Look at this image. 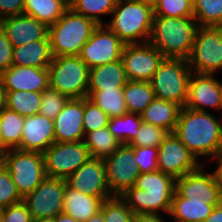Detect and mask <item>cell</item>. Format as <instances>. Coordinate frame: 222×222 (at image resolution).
<instances>
[{
    "label": "cell",
    "mask_w": 222,
    "mask_h": 222,
    "mask_svg": "<svg viewBox=\"0 0 222 222\" xmlns=\"http://www.w3.org/2000/svg\"><path fill=\"white\" fill-rule=\"evenodd\" d=\"M214 114L183 107L174 134L199 160L215 159L222 152V122Z\"/></svg>",
    "instance_id": "cell-1"
},
{
    "label": "cell",
    "mask_w": 222,
    "mask_h": 222,
    "mask_svg": "<svg viewBox=\"0 0 222 222\" xmlns=\"http://www.w3.org/2000/svg\"><path fill=\"white\" fill-rule=\"evenodd\" d=\"M0 27L13 47L46 39L49 34V27L46 24L26 14L1 19Z\"/></svg>",
    "instance_id": "cell-21"
},
{
    "label": "cell",
    "mask_w": 222,
    "mask_h": 222,
    "mask_svg": "<svg viewBox=\"0 0 222 222\" xmlns=\"http://www.w3.org/2000/svg\"><path fill=\"white\" fill-rule=\"evenodd\" d=\"M59 1H62L68 8H70L73 0H59Z\"/></svg>",
    "instance_id": "cell-55"
},
{
    "label": "cell",
    "mask_w": 222,
    "mask_h": 222,
    "mask_svg": "<svg viewBox=\"0 0 222 222\" xmlns=\"http://www.w3.org/2000/svg\"><path fill=\"white\" fill-rule=\"evenodd\" d=\"M84 143L91 158L105 159L113 154L120 146L115 136L109 131L108 127H103L85 135Z\"/></svg>",
    "instance_id": "cell-31"
},
{
    "label": "cell",
    "mask_w": 222,
    "mask_h": 222,
    "mask_svg": "<svg viewBox=\"0 0 222 222\" xmlns=\"http://www.w3.org/2000/svg\"><path fill=\"white\" fill-rule=\"evenodd\" d=\"M165 57L149 42L125 44L121 60L127 80L150 81Z\"/></svg>",
    "instance_id": "cell-15"
},
{
    "label": "cell",
    "mask_w": 222,
    "mask_h": 222,
    "mask_svg": "<svg viewBox=\"0 0 222 222\" xmlns=\"http://www.w3.org/2000/svg\"><path fill=\"white\" fill-rule=\"evenodd\" d=\"M176 189V179L159 170L141 173L132 188L120 197L126 202L133 214L169 215L172 197Z\"/></svg>",
    "instance_id": "cell-2"
},
{
    "label": "cell",
    "mask_w": 222,
    "mask_h": 222,
    "mask_svg": "<svg viewBox=\"0 0 222 222\" xmlns=\"http://www.w3.org/2000/svg\"><path fill=\"white\" fill-rule=\"evenodd\" d=\"M86 222H105L103 212L100 210Z\"/></svg>",
    "instance_id": "cell-53"
},
{
    "label": "cell",
    "mask_w": 222,
    "mask_h": 222,
    "mask_svg": "<svg viewBox=\"0 0 222 222\" xmlns=\"http://www.w3.org/2000/svg\"><path fill=\"white\" fill-rule=\"evenodd\" d=\"M160 214H133L132 222H165Z\"/></svg>",
    "instance_id": "cell-47"
},
{
    "label": "cell",
    "mask_w": 222,
    "mask_h": 222,
    "mask_svg": "<svg viewBox=\"0 0 222 222\" xmlns=\"http://www.w3.org/2000/svg\"><path fill=\"white\" fill-rule=\"evenodd\" d=\"M53 59L49 36L13 47L12 65L48 68Z\"/></svg>",
    "instance_id": "cell-24"
},
{
    "label": "cell",
    "mask_w": 222,
    "mask_h": 222,
    "mask_svg": "<svg viewBox=\"0 0 222 222\" xmlns=\"http://www.w3.org/2000/svg\"><path fill=\"white\" fill-rule=\"evenodd\" d=\"M154 16L193 17L192 0H156L153 3Z\"/></svg>",
    "instance_id": "cell-37"
},
{
    "label": "cell",
    "mask_w": 222,
    "mask_h": 222,
    "mask_svg": "<svg viewBox=\"0 0 222 222\" xmlns=\"http://www.w3.org/2000/svg\"><path fill=\"white\" fill-rule=\"evenodd\" d=\"M54 142L52 119L40 114L25 117L18 150L44 153Z\"/></svg>",
    "instance_id": "cell-22"
},
{
    "label": "cell",
    "mask_w": 222,
    "mask_h": 222,
    "mask_svg": "<svg viewBox=\"0 0 222 222\" xmlns=\"http://www.w3.org/2000/svg\"><path fill=\"white\" fill-rule=\"evenodd\" d=\"M213 208L204 198H184L175 191L168 216L174 222H204Z\"/></svg>",
    "instance_id": "cell-25"
},
{
    "label": "cell",
    "mask_w": 222,
    "mask_h": 222,
    "mask_svg": "<svg viewBox=\"0 0 222 222\" xmlns=\"http://www.w3.org/2000/svg\"><path fill=\"white\" fill-rule=\"evenodd\" d=\"M198 26L222 27V0H192Z\"/></svg>",
    "instance_id": "cell-35"
},
{
    "label": "cell",
    "mask_w": 222,
    "mask_h": 222,
    "mask_svg": "<svg viewBox=\"0 0 222 222\" xmlns=\"http://www.w3.org/2000/svg\"><path fill=\"white\" fill-rule=\"evenodd\" d=\"M198 24L193 17L154 16L149 43L165 58L188 59Z\"/></svg>",
    "instance_id": "cell-3"
},
{
    "label": "cell",
    "mask_w": 222,
    "mask_h": 222,
    "mask_svg": "<svg viewBox=\"0 0 222 222\" xmlns=\"http://www.w3.org/2000/svg\"><path fill=\"white\" fill-rule=\"evenodd\" d=\"M25 0H0V20L24 14Z\"/></svg>",
    "instance_id": "cell-46"
},
{
    "label": "cell",
    "mask_w": 222,
    "mask_h": 222,
    "mask_svg": "<svg viewBox=\"0 0 222 222\" xmlns=\"http://www.w3.org/2000/svg\"><path fill=\"white\" fill-rule=\"evenodd\" d=\"M134 156V147L121 144L113 154L103 159L107 185L113 196H121L132 188L141 174Z\"/></svg>",
    "instance_id": "cell-12"
},
{
    "label": "cell",
    "mask_w": 222,
    "mask_h": 222,
    "mask_svg": "<svg viewBox=\"0 0 222 222\" xmlns=\"http://www.w3.org/2000/svg\"><path fill=\"white\" fill-rule=\"evenodd\" d=\"M87 98L110 118L120 117L128 113L123 88L88 91Z\"/></svg>",
    "instance_id": "cell-29"
},
{
    "label": "cell",
    "mask_w": 222,
    "mask_h": 222,
    "mask_svg": "<svg viewBox=\"0 0 222 222\" xmlns=\"http://www.w3.org/2000/svg\"><path fill=\"white\" fill-rule=\"evenodd\" d=\"M68 100L69 98L49 87L41 93V105L38 114L54 120Z\"/></svg>",
    "instance_id": "cell-40"
},
{
    "label": "cell",
    "mask_w": 222,
    "mask_h": 222,
    "mask_svg": "<svg viewBox=\"0 0 222 222\" xmlns=\"http://www.w3.org/2000/svg\"><path fill=\"white\" fill-rule=\"evenodd\" d=\"M41 105V93L31 91H6V107L21 116L38 114Z\"/></svg>",
    "instance_id": "cell-34"
},
{
    "label": "cell",
    "mask_w": 222,
    "mask_h": 222,
    "mask_svg": "<svg viewBox=\"0 0 222 222\" xmlns=\"http://www.w3.org/2000/svg\"><path fill=\"white\" fill-rule=\"evenodd\" d=\"M221 110H222V92H221L220 104H219L218 111H221Z\"/></svg>",
    "instance_id": "cell-56"
},
{
    "label": "cell",
    "mask_w": 222,
    "mask_h": 222,
    "mask_svg": "<svg viewBox=\"0 0 222 222\" xmlns=\"http://www.w3.org/2000/svg\"><path fill=\"white\" fill-rule=\"evenodd\" d=\"M124 99L128 113L141 114L155 99L150 82L128 80L123 87Z\"/></svg>",
    "instance_id": "cell-28"
},
{
    "label": "cell",
    "mask_w": 222,
    "mask_h": 222,
    "mask_svg": "<svg viewBox=\"0 0 222 222\" xmlns=\"http://www.w3.org/2000/svg\"><path fill=\"white\" fill-rule=\"evenodd\" d=\"M68 9L59 0H25L24 14L36 18L48 27L53 25Z\"/></svg>",
    "instance_id": "cell-30"
},
{
    "label": "cell",
    "mask_w": 222,
    "mask_h": 222,
    "mask_svg": "<svg viewBox=\"0 0 222 222\" xmlns=\"http://www.w3.org/2000/svg\"><path fill=\"white\" fill-rule=\"evenodd\" d=\"M84 98L69 99L53 120L55 142L84 141Z\"/></svg>",
    "instance_id": "cell-20"
},
{
    "label": "cell",
    "mask_w": 222,
    "mask_h": 222,
    "mask_svg": "<svg viewBox=\"0 0 222 222\" xmlns=\"http://www.w3.org/2000/svg\"><path fill=\"white\" fill-rule=\"evenodd\" d=\"M180 109L178 105L172 102L155 98L140 116L143 122L162 128L168 133H173Z\"/></svg>",
    "instance_id": "cell-27"
},
{
    "label": "cell",
    "mask_w": 222,
    "mask_h": 222,
    "mask_svg": "<svg viewBox=\"0 0 222 222\" xmlns=\"http://www.w3.org/2000/svg\"><path fill=\"white\" fill-rule=\"evenodd\" d=\"M33 222H54V218H42V219L33 220Z\"/></svg>",
    "instance_id": "cell-54"
},
{
    "label": "cell",
    "mask_w": 222,
    "mask_h": 222,
    "mask_svg": "<svg viewBox=\"0 0 222 222\" xmlns=\"http://www.w3.org/2000/svg\"><path fill=\"white\" fill-rule=\"evenodd\" d=\"M100 210L105 222H132L133 212L120 196L104 200Z\"/></svg>",
    "instance_id": "cell-38"
},
{
    "label": "cell",
    "mask_w": 222,
    "mask_h": 222,
    "mask_svg": "<svg viewBox=\"0 0 222 222\" xmlns=\"http://www.w3.org/2000/svg\"><path fill=\"white\" fill-rule=\"evenodd\" d=\"M110 117L95 103L84 98L83 127L85 135L88 132L107 127Z\"/></svg>",
    "instance_id": "cell-41"
},
{
    "label": "cell",
    "mask_w": 222,
    "mask_h": 222,
    "mask_svg": "<svg viewBox=\"0 0 222 222\" xmlns=\"http://www.w3.org/2000/svg\"><path fill=\"white\" fill-rule=\"evenodd\" d=\"M221 92L222 82L217 80L214 74L192 72L185 107L203 112H208L210 109L218 110Z\"/></svg>",
    "instance_id": "cell-18"
},
{
    "label": "cell",
    "mask_w": 222,
    "mask_h": 222,
    "mask_svg": "<svg viewBox=\"0 0 222 222\" xmlns=\"http://www.w3.org/2000/svg\"><path fill=\"white\" fill-rule=\"evenodd\" d=\"M111 15L112 20L105 22V25L124 44L149 42L154 17L152 3L142 0H117Z\"/></svg>",
    "instance_id": "cell-4"
},
{
    "label": "cell",
    "mask_w": 222,
    "mask_h": 222,
    "mask_svg": "<svg viewBox=\"0 0 222 222\" xmlns=\"http://www.w3.org/2000/svg\"><path fill=\"white\" fill-rule=\"evenodd\" d=\"M2 164L11 174L20 196L30 194L46 177L44 155L40 152L10 149Z\"/></svg>",
    "instance_id": "cell-8"
},
{
    "label": "cell",
    "mask_w": 222,
    "mask_h": 222,
    "mask_svg": "<svg viewBox=\"0 0 222 222\" xmlns=\"http://www.w3.org/2000/svg\"><path fill=\"white\" fill-rule=\"evenodd\" d=\"M6 107V91L3 87L2 79L0 78V111Z\"/></svg>",
    "instance_id": "cell-50"
},
{
    "label": "cell",
    "mask_w": 222,
    "mask_h": 222,
    "mask_svg": "<svg viewBox=\"0 0 222 222\" xmlns=\"http://www.w3.org/2000/svg\"><path fill=\"white\" fill-rule=\"evenodd\" d=\"M10 149L5 145L1 133H0V159L3 160L4 155L9 151Z\"/></svg>",
    "instance_id": "cell-52"
},
{
    "label": "cell",
    "mask_w": 222,
    "mask_h": 222,
    "mask_svg": "<svg viewBox=\"0 0 222 222\" xmlns=\"http://www.w3.org/2000/svg\"><path fill=\"white\" fill-rule=\"evenodd\" d=\"M203 165L196 171L176 179L175 191L184 198H204L213 207L222 202V190L213 171L205 172Z\"/></svg>",
    "instance_id": "cell-16"
},
{
    "label": "cell",
    "mask_w": 222,
    "mask_h": 222,
    "mask_svg": "<svg viewBox=\"0 0 222 222\" xmlns=\"http://www.w3.org/2000/svg\"><path fill=\"white\" fill-rule=\"evenodd\" d=\"M142 1H147L153 4L156 0H142Z\"/></svg>",
    "instance_id": "cell-58"
},
{
    "label": "cell",
    "mask_w": 222,
    "mask_h": 222,
    "mask_svg": "<svg viewBox=\"0 0 222 222\" xmlns=\"http://www.w3.org/2000/svg\"><path fill=\"white\" fill-rule=\"evenodd\" d=\"M204 222H222V202L213 208Z\"/></svg>",
    "instance_id": "cell-48"
},
{
    "label": "cell",
    "mask_w": 222,
    "mask_h": 222,
    "mask_svg": "<svg viewBox=\"0 0 222 222\" xmlns=\"http://www.w3.org/2000/svg\"><path fill=\"white\" fill-rule=\"evenodd\" d=\"M54 222H78L72 216L66 215L64 213L58 214L54 217Z\"/></svg>",
    "instance_id": "cell-51"
},
{
    "label": "cell",
    "mask_w": 222,
    "mask_h": 222,
    "mask_svg": "<svg viewBox=\"0 0 222 222\" xmlns=\"http://www.w3.org/2000/svg\"><path fill=\"white\" fill-rule=\"evenodd\" d=\"M158 170L175 179L198 170L203 164L174 133H168L158 147Z\"/></svg>",
    "instance_id": "cell-13"
},
{
    "label": "cell",
    "mask_w": 222,
    "mask_h": 222,
    "mask_svg": "<svg viewBox=\"0 0 222 222\" xmlns=\"http://www.w3.org/2000/svg\"><path fill=\"white\" fill-rule=\"evenodd\" d=\"M23 201L17 191L16 185L13 183L11 174L4 167L0 165V207L6 208L9 205Z\"/></svg>",
    "instance_id": "cell-42"
},
{
    "label": "cell",
    "mask_w": 222,
    "mask_h": 222,
    "mask_svg": "<svg viewBox=\"0 0 222 222\" xmlns=\"http://www.w3.org/2000/svg\"><path fill=\"white\" fill-rule=\"evenodd\" d=\"M89 69L79 56L53 57L48 67L50 88L69 99L86 98Z\"/></svg>",
    "instance_id": "cell-7"
},
{
    "label": "cell",
    "mask_w": 222,
    "mask_h": 222,
    "mask_svg": "<svg viewBox=\"0 0 222 222\" xmlns=\"http://www.w3.org/2000/svg\"><path fill=\"white\" fill-rule=\"evenodd\" d=\"M142 122L139 114L127 113L120 117L110 118L107 127L119 142L130 144L137 136Z\"/></svg>",
    "instance_id": "cell-33"
},
{
    "label": "cell",
    "mask_w": 222,
    "mask_h": 222,
    "mask_svg": "<svg viewBox=\"0 0 222 222\" xmlns=\"http://www.w3.org/2000/svg\"><path fill=\"white\" fill-rule=\"evenodd\" d=\"M168 132L154 126L142 122V125L137 133V136L129 144L132 147H156L163 142L164 138L167 136Z\"/></svg>",
    "instance_id": "cell-39"
},
{
    "label": "cell",
    "mask_w": 222,
    "mask_h": 222,
    "mask_svg": "<svg viewBox=\"0 0 222 222\" xmlns=\"http://www.w3.org/2000/svg\"><path fill=\"white\" fill-rule=\"evenodd\" d=\"M13 45L0 27V74L12 66Z\"/></svg>",
    "instance_id": "cell-45"
},
{
    "label": "cell",
    "mask_w": 222,
    "mask_h": 222,
    "mask_svg": "<svg viewBox=\"0 0 222 222\" xmlns=\"http://www.w3.org/2000/svg\"><path fill=\"white\" fill-rule=\"evenodd\" d=\"M215 160L217 162V166L214 172L216 174L217 181L222 190V152L214 159V161Z\"/></svg>",
    "instance_id": "cell-49"
},
{
    "label": "cell",
    "mask_w": 222,
    "mask_h": 222,
    "mask_svg": "<svg viewBox=\"0 0 222 222\" xmlns=\"http://www.w3.org/2000/svg\"><path fill=\"white\" fill-rule=\"evenodd\" d=\"M122 60L89 69L88 91L123 88L127 83Z\"/></svg>",
    "instance_id": "cell-26"
},
{
    "label": "cell",
    "mask_w": 222,
    "mask_h": 222,
    "mask_svg": "<svg viewBox=\"0 0 222 222\" xmlns=\"http://www.w3.org/2000/svg\"><path fill=\"white\" fill-rule=\"evenodd\" d=\"M191 73L186 59L164 58L149 81L155 98L185 107Z\"/></svg>",
    "instance_id": "cell-6"
},
{
    "label": "cell",
    "mask_w": 222,
    "mask_h": 222,
    "mask_svg": "<svg viewBox=\"0 0 222 222\" xmlns=\"http://www.w3.org/2000/svg\"><path fill=\"white\" fill-rule=\"evenodd\" d=\"M117 0H73L70 8L98 25H105L102 15H110L115 8Z\"/></svg>",
    "instance_id": "cell-36"
},
{
    "label": "cell",
    "mask_w": 222,
    "mask_h": 222,
    "mask_svg": "<svg viewBox=\"0 0 222 222\" xmlns=\"http://www.w3.org/2000/svg\"><path fill=\"white\" fill-rule=\"evenodd\" d=\"M2 210H3V208L0 207V222H1V219H2Z\"/></svg>",
    "instance_id": "cell-57"
},
{
    "label": "cell",
    "mask_w": 222,
    "mask_h": 222,
    "mask_svg": "<svg viewBox=\"0 0 222 222\" xmlns=\"http://www.w3.org/2000/svg\"><path fill=\"white\" fill-rule=\"evenodd\" d=\"M103 201L99 197L87 195L65 186L63 199V213L72 216L78 222H86L98 211Z\"/></svg>",
    "instance_id": "cell-23"
},
{
    "label": "cell",
    "mask_w": 222,
    "mask_h": 222,
    "mask_svg": "<svg viewBox=\"0 0 222 222\" xmlns=\"http://www.w3.org/2000/svg\"><path fill=\"white\" fill-rule=\"evenodd\" d=\"M192 72L216 74L222 70V27L198 26L187 59Z\"/></svg>",
    "instance_id": "cell-9"
},
{
    "label": "cell",
    "mask_w": 222,
    "mask_h": 222,
    "mask_svg": "<svg viewBox=\"0 0 222 222\" xmlns=\"http://www.w3.org/2000/svg\"><path fill=\"white\" fill-rule=\"evenodd\" d=\"M98 24L73 9L66 12L49 26V40L53 57L78 56L83 45L90 39Z\"/></svg>",
    "instance_id": "cell-5"
},
{
    "label": "cell",
    "mask_w": 222,
    "mask_h": 222,
    "mask_svg": "<svg viewBox=\"0 0 222 222\" xmlns=\"http://www.w3.org/2000/svg\"><path fill=\"white\" fill-rule=\"evenodd\" d=\"M1 222H33L26 204L21 201L2 210Z\"/></svg>",
    "instance_id": "cell-44"
},
{
    "label": "cell",
    "mask_w": 222,
    "mask_h": 222,
    "mask_svg": "<svg viewBox=\"0 0 222 222\" xmlns=\"http://www.w3.org/2000/svg\"><path fill=\"white\" fill-rule=\"evenodd\" d=\"M43 155L46 176L64 180L91 158L84 141L54 142Z\"/></svg>",
    "instance_id": "cell-10"
},
{
    "label": "cell",
    "mask_w": 222,
    "mask_h": 222,
    "mask_svg": "<svg viewBox=\"0 0 222 222\" xmlns=\"http://www.w3.org/2000/svg\"><path fill=\"white\" fill-rule=\"evenodd\" d=\"M134 162L140 173L158 170V148L156 147H134Z\"/></svg>",
    "instance_id": "cell-43"
},
{
    "label": "cell",
    "mask_w": 222,
    "mask_h": 222,
    "mask_svg": "<svg viewBox=\"0 0 222 222\" xmlns=\"http://www.w3.org/2000/svg\"><path fill=\"white\" fill-rule=\"evenodd\" d=\"M25 117L7 107L0 111V133L9 149H18Z\"/></svg>",
    "instance_id": "cell-32"
},
{
    "label": "cell",
    "mask_w": 222,
    "mask_h": 222,
    "mask_svg": "<svg viewBox=\"0 0 222 222\" xmlns=\"http://www.w3.org/2000/svg\"><path fill=\"white\" fill-rule=\"evenodd\" d=\"M66 180L46 176L23 202L28 207L33 220L54 218L63 213V199Z\"/></svg>",
    "instance_id": "cell-11"
},
{
    "label": "cell",
    "mask_w": 222,
    "mask_h": 222,
    "mask_svg": "<svg viewBox=\"0 0 222 222\" xmlns=\"http://www.w3.org/2000/svg\"><path fill=\"white\" fill-rule=\"evenodd\" d=\"M66 182L72 189L99 197L102 201L113 197L107 185L103 159L90 158Z\"/></svg>",
    "instance_id": "cell-17"
},
{
    "label": "cell",
    "mask_w": 222,
    "mask_h": 222,
    "mask_svg": "<svg viewBox=\"0 0 222 222\" xmlns=\"http://www.w3.org/2000/svg\"><path fill=\"white\" fill-rule=\"evenodd\" d=\"M124 46L106 25H98L78 56L89 68L97 67L120 60Z\"/></svg>",
    "instance_id": "cell-14"
},
{
    "label": "cell",
    "mask_w": 222,
    "mask_h": 222,
    "mask_svg": "<svg viewBox=\"0 0 222 222\" xmlns=\"http://www.w3.org/2000/svg\"><path fill=\"white\" fill-rule=\"evenodd\" d=\"M5 91L42 93L50 87L48 68L12 65L0 74Z\"/></svg>",
    "instance_id": "cell-19"
}]
</instances>
